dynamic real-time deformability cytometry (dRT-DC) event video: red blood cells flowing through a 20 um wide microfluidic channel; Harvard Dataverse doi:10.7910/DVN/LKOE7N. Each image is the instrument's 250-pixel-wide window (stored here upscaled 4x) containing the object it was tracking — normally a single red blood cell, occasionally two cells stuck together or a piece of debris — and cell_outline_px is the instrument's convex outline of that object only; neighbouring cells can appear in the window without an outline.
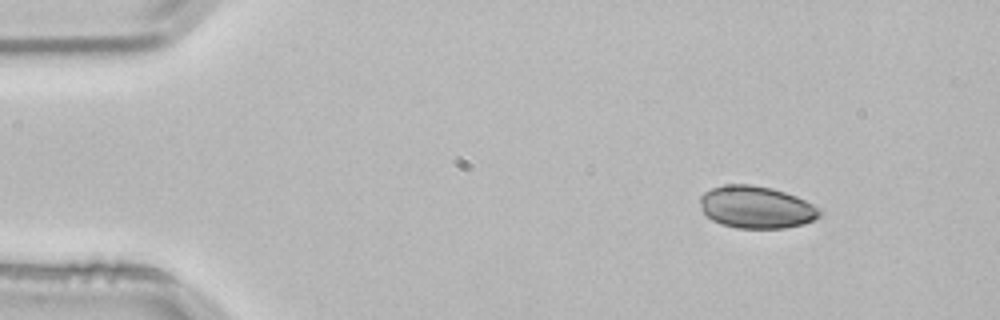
{"species": "common noctule bat (a hibernating species)", "species_latin": "Nyctalus noctula", "temperature_condition": "room temperature", "stored_images_in_passage": 4, "camera_frame_rate_fps": 3000, "um_per_image_px": 0.085, "animal": {"sex": "male", "body_mass_g": 21.5, "forearm_length_mm": 52.0}, "frame": {"image": 1, "passage_image": 1, "time_ms": 0.0, "image_size_px": [1000, 320], "cell_outline_px": [[820, 216], [804, 224], [784, 228], [736, 228], [720, 224], [712, 220], [700, 208], [700, 196], [704, 192], [712, 188], [724, 184], [748, 184], [772, 188], [796, 196], [820, 208]], "centroid_in_image_um": [64.26, 17.61], "position_along_channel_um": 20.7, "area_um2": 29.48}}
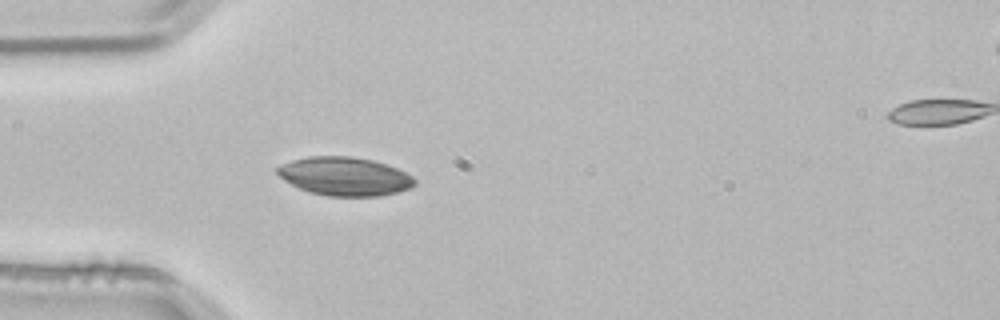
{"frame": {"image": 2, "passage_image": 3, "time_ms": 0.667, "image_size_px": [1000, 320], "cell_outline_px": [[416, 184], [408, 188], [396, 192], [380, 196], [328, 196], [308, 192], [284, 180], [276, 172], [276, 168], [280, 164], [292, 160], [308, 156], [348, 156], [372, 160], [396, 168], [412, 176], [416, 180]], "centroid_in_image_um": [29.26, 14.99], "position_along_channel_um": 55.7, "area_um2": 30.69}}